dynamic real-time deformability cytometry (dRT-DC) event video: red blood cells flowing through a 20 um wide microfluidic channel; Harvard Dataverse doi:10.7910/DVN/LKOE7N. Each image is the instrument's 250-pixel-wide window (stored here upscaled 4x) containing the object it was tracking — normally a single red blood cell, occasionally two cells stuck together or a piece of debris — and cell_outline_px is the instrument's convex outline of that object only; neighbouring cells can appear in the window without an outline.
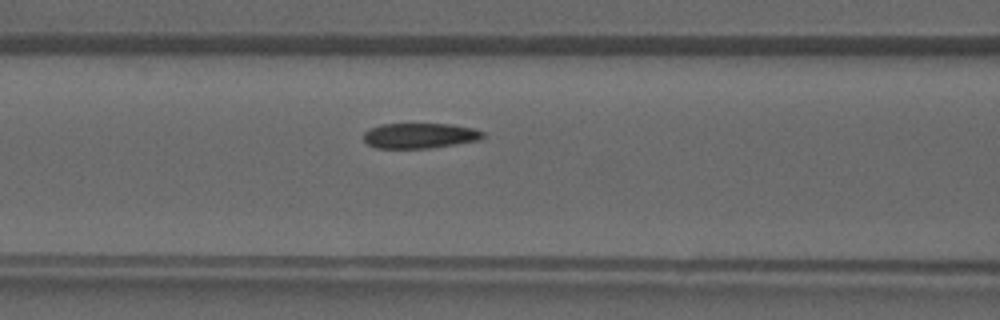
{"species": "common noctule bat (a hibernating species)", "species_latin": "Nyctalus noctula", "temperature_condition": "warm", "stored_images_in_passage": 35, "camera_frame_rate_fps": 3000, "um_per_image_px": 0.085, "animal": {"sex": "male", "forearm_length_mm": 52.5}, "frame": {"image": 1, "passage_image": 11, "time_ms": 3.333, "image_size_px": [1000, 320], "cell_outline_px": [[484, 136], [480, 140], [456, 144], [428, 148], [376, 148], [368, 144], [364, 140], [364, 132], [368, 128], [380, 124], [452, 124], [472, 128], [484, 132]], "centroid_in_image_um": [35.66, 11.53], "position_along_channel_um": 130.9, "area_um2": 17.63}}
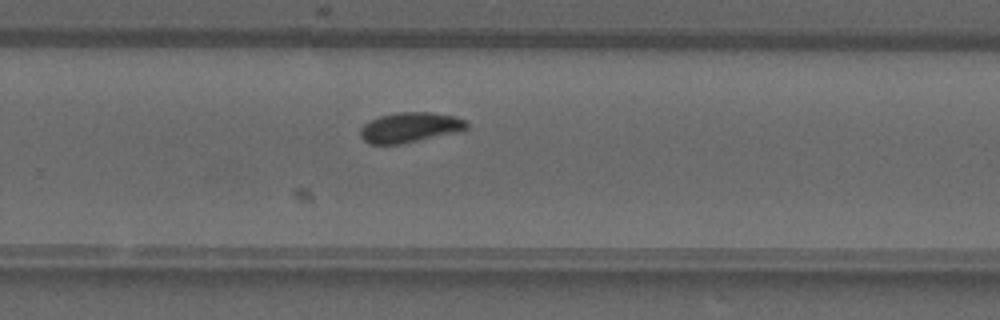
{"frame": {"image": 2, "passage_image": 21, "time_ms": 6.667, "image_size_px": [1000, 320], "cell_outline_px": [[468, 128], [460, 132], [400, 144], [368, 144], [360, 136], [360, 128], [364, 124], [380, 116], [396, 112], [432, 112], [456, 116], [468, 120]], "centroid_in_image_um": [34.89, 10.83], "position_along_channel_um": 294.9, "area_um2": 18.9}}
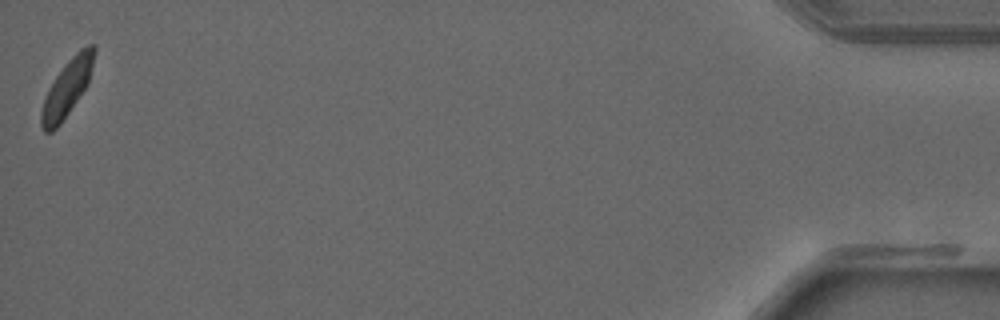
{"frame": {"image": 3, "passage_image": 35, "time_ms": 11.333, "image_size_px": [1000, 320], "cell_outline_px": [[96, 52], [88, 84], [60, 124], [52, 132], [44, 132], [40, 124], [40, 112], [48, 88], [56, 76], [68, 60], [80, 48], [88, 44], [96, 44]], "centroid_in_image_um": [5.71, 7.46], "position_along_channel_um": 429.5, "area_um2": 17.4}}